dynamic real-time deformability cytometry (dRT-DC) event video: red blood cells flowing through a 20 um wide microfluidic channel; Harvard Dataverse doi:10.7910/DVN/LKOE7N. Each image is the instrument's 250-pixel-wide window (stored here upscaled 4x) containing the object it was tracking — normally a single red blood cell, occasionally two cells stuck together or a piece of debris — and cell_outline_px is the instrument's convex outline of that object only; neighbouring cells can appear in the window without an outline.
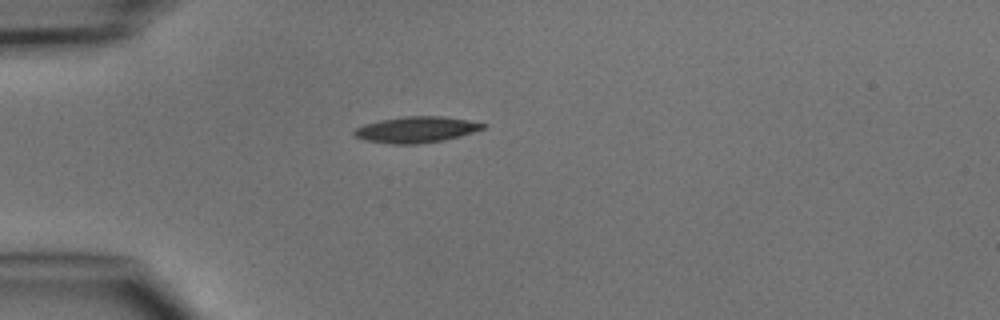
{"species": "common noctule bat (a hibernating species)", "species_latin": "Nyctalus noctula", "temperature_condition": "cold", "stored_images_in_passage": 27, "camera_frame_rate_fps": 3000, "um_per_image_px": 0.085, "animal": {"sex": "male", "body_mass_g": 15.6}, "frame": {"image": 1, "passage_image": 1, "time_ms": 0.0, "image_size_px": [1000, 320], "cell_outline_px": [[488, 124], [484, 128], [460, 136], [444, 140], [416, 144], [392, 144], [364, 140], [352, 136], [352, 132], [356, 128], [364, 124], [380, 120], [404, 116], [444, 116], [468, 120]], "centroid_in_image_um": [35.35, 11.01], "position_along_channel_um": 49.7, "area_um2": 19.65}}